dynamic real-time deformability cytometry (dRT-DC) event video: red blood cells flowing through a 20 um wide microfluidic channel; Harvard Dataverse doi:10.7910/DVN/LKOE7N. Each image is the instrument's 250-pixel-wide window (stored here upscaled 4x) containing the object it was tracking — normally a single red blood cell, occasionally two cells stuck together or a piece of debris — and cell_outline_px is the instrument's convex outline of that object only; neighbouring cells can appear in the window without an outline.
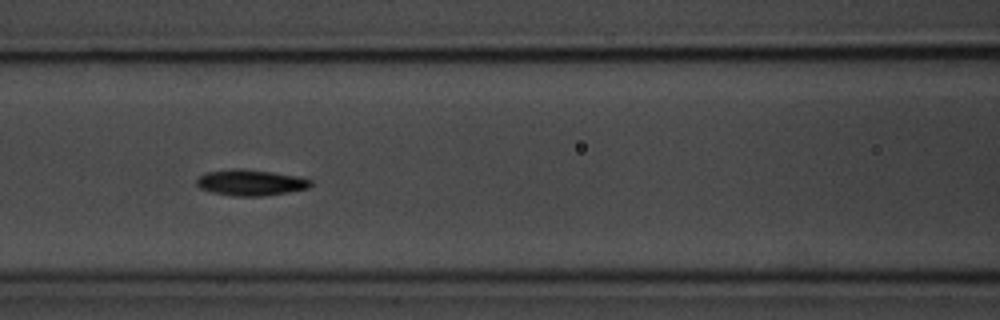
{"species": "common noctule bat (a hibernating species)", "species_latin": "Nyctalus noctula", "temperature_condition": "room temperature", "stored_images_in_passage": 12, "camera_frame_rate_fps": 3000, "um_per_image_px": 0.085, "animal": {"sex": "male", "body_mass_g": 20.1, "forearm_length_mm": 53.5}, "frame": {"image": 1, "passage_image": 4, "time_ms": 3.333, "image_size_px": [1000, 320], "cell_outline_px": [[312, 184], [308, 188], [288, 192], [264, 196], [232, 196], [212, 192], [200, 188], [196, 184], [196, 180], [200, 176], [208, 172], [232, 168], [244, 168], [272, 172], [296, 176], [312, 180]], "centroid_in_image_um": [21.29, 15.52], "position_along_channel_um": 145.3, "area_um2": 17.28}}
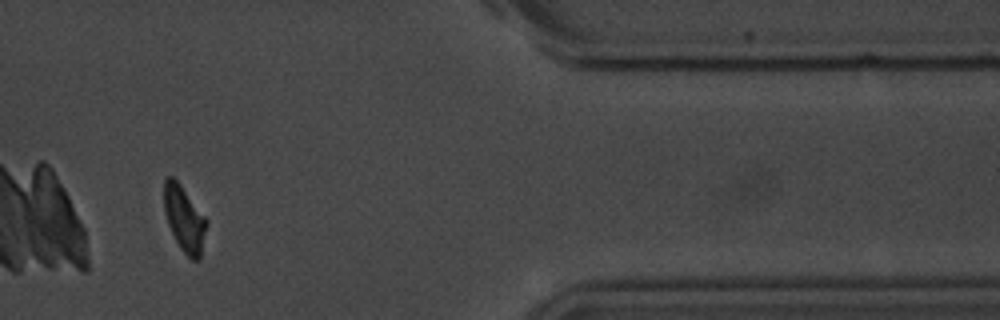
{"frame": {"image": 2, "passage_image": 10, "time_ms": 11.0, "image_size_px": [1000, 320], "cell_outline_px": [[208, 224], [200, 260], [192, 260], [180, 248], [168, 224], [164, 212], [164, 180], [168, 176], [172, 176], [180, 184], [208, 220]], "centroid_in_image_um": [15.69, 18.62], "position_along_channel_um": 395.7, "area_um2": 16.3}}
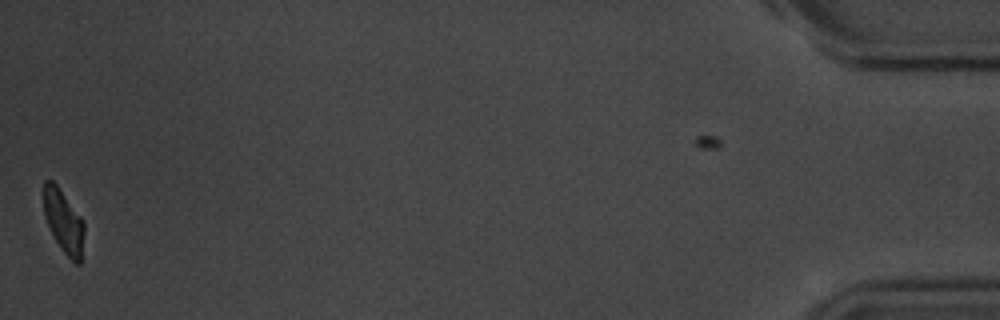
{"frame": {"image": 3, "passage_image": 12, "time_ms": 13.667, "image_size_px": [1000, 320], "cell_outline_px": [[84, 232], [80, 264], [76, 264], [60, 248], [44, 216], [44, 180], [52, 180], [56, 184], [84, 220]], "centroid_in_image_um": [5.42, 18.81], "position_along_channel_um": 429.8, "area_um2": 14.68}, "authors_computed_cell_mechanics": {"area_um2": 16.5597, "velocity_mm_per_s": 3.6921, "shape_relaxation_time_tau1_ms": 1.1782, "shape_relaxation_time_tau2_ms": null, "deformation_change_tau1": 0.0921, "deformation_change_tau2": null}}